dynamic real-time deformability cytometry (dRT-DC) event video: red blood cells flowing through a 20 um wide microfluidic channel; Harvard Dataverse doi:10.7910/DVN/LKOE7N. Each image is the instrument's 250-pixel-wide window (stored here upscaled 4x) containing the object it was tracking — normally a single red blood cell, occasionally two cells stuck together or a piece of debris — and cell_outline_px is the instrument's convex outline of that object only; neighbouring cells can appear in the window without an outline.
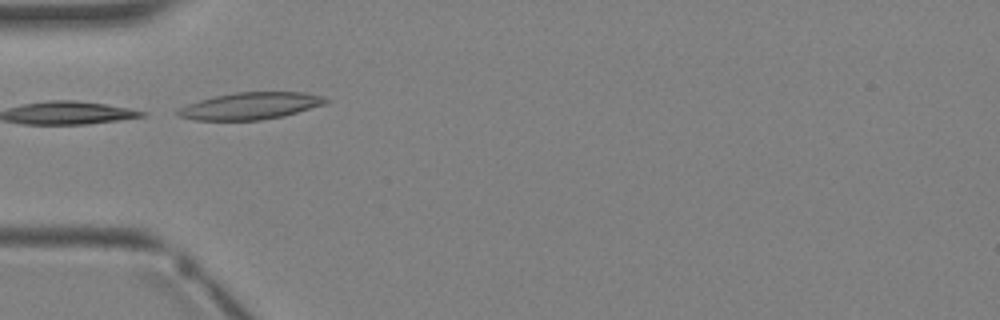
{"species": "Egyptian fruit bat (a non-hibernating species)", "species_latin": "Rousettus aegyptiacus", "temperature_condition": "warm", "stored_images_in_passage": 1, "camera_frame_rate_fps": 3000, "um_per_image_px": 0.085, "animal": {"sex": "female"}, "frame": {"image": 1, "passage_image": 1, "time_ms": 0.0, "image_size_px": [1000, 320], "cell_outline_px": [[332, 100], [328, 104], [284, 116], [260, 120], [196, 120], [180, 116], [176, 112], [180, 108], [188, 104], [200, 100], [216, 96], [236, 92], [304, 92], [324, 96]], "centroid_in_image_um": [21.4, 9.0], "position_along_channel_um": 63.6, "area_um2": 23.29}}